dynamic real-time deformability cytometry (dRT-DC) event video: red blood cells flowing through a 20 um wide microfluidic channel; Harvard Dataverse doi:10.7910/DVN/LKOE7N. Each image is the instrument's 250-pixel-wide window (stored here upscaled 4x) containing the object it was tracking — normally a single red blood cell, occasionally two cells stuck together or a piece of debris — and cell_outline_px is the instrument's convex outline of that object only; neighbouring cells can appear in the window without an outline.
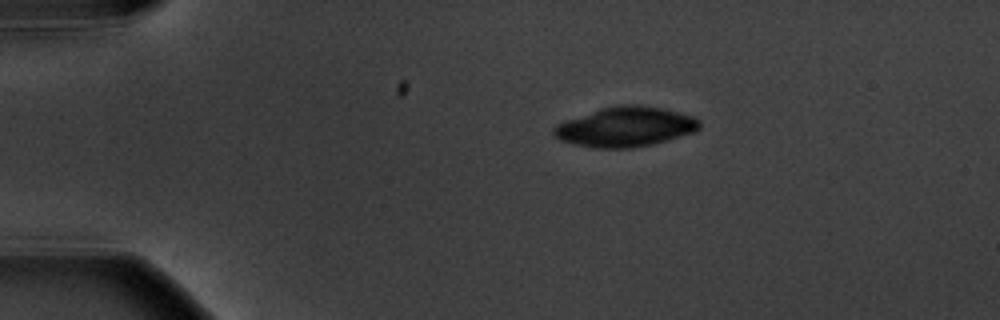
{"species": "common noctule bat (a hibernating species)", "species_latin": "Nyctalus noctula", "temperature_condition": "warm", "stored_images_in_passage": 3, "camera_frame_rate_fps": 3000, "um_per_image_px": 0.085, "animal": {"sex": "male", "body_mass_g": 20.1, "forearm_length_mm": 53.5}, "frame": {"image": 1, "passage_image": 1, "time_ms": 0.0, "image_size_px": [1000, 320], "cell_outline_px": [[700, 128], [696, 132], [652, 144], [628, 148], [596, 148], [576, 144], [560, 140], [552, 132], [552, 128], [556, 124], [564, 120], [600, 108], [624, 104], [636, 104], [660, 108], [692, 116], [700, 120]], "centroid_in_image_um": [53.14, 10.78], "position_along_channel_um": 31.9, "area_um2": 33.7}}